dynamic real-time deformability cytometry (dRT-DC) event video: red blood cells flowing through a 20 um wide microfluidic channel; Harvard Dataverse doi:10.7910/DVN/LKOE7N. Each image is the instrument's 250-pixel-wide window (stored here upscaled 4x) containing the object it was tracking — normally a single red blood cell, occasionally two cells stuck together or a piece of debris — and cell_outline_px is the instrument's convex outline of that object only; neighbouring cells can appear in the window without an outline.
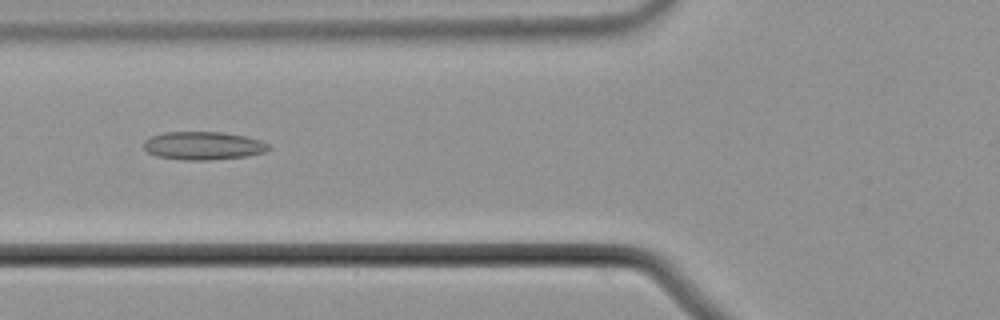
{"species": "common noctule bat (a hibernating species)", "species_latin": "Nyctalus noctula", "temperature_condition": "cold", "stored_images_in_passage": 7, "camera_frame_rate_fps": 3000, "um_per_image_px": 0.085, "animal": {"sex": "male", "body_mass_g": 21.5, "forearm_length_mm": 52.0}, "frame": {"image": 1, "passage_image": 6, "time_ms": 1.667, "image_size_px": [1000, 320], "cell_outline_px": [[272, 148], [264, 152], [248, 156], [208, 160], [184, 160], [156, 156], [148, 152], [144, 148], [144, 140], [152, 136], [164, 132], [220, 132], [244, 136], [260, 140], [268, 144]], "centroid_in_image_um": [17.27, 12.39], "position_along_channel_um": 108.5, "area_um2": 20.46}}
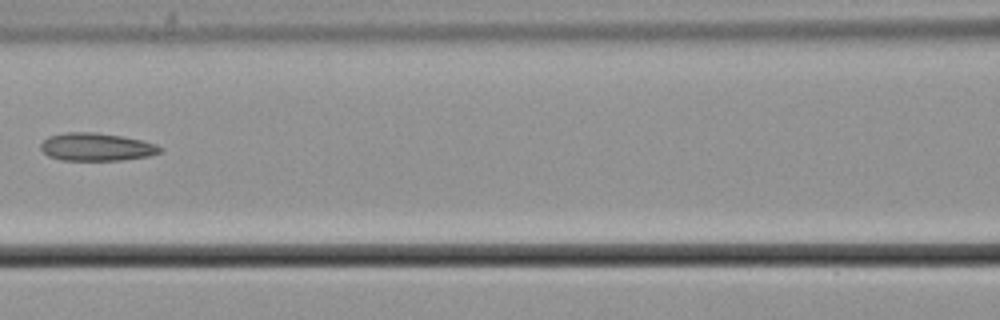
{"frame": {"image": 2, "passage_image": 7, "time_ms": 2.0, "image_size_px": [1000, 320], "cell_outline_px": [[160, 152], [148, 156], [120, 160], [60, 160], [48, 156], [40, 148], [40, 144], [48, 136], [64, 132], [96, 132], [120, 136], [140, 140], [156, 144], [160, 148]], "centroid_in_image_um": [8.13, 12.48], "position_along_channel_um": 158.5, "area_um2": 19.25}}